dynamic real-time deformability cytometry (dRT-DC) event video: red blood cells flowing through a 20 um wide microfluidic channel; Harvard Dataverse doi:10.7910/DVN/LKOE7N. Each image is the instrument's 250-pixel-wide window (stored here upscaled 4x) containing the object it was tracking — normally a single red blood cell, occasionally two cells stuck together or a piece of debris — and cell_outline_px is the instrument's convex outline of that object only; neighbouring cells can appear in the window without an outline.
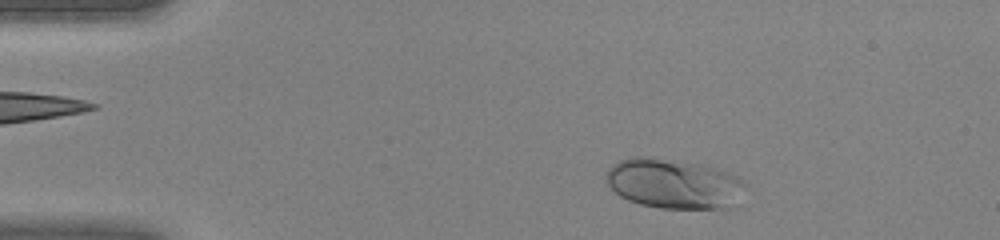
{"species": "human", "species_latin": "Homo sapiens", "temperature_condition": "warm", "stored_images_in_passage": 40, "camera_frame_rate_fps": 3000, "um_per_image_px": 0.085, "donor": {"sex": "female"}, "frame": {"image": 1, "passage_image": 3, "time_ms": 0.667, "image_size_px": [1000, 240], "cell_outline_px": [[748, 184], [736, 208], [660, 208], [640, 204], [628, 200], [620, 196], [604, 180], [604, 172], [612, 164], [620, 160], [632, 156], [644, 156], [700, 164], [716, 168], [736, 176], [744, 180]], "centroid_in_image_um": [57.29, 15.62], "position_along_channel_um": 27.7, "area_um2": 41.04}}
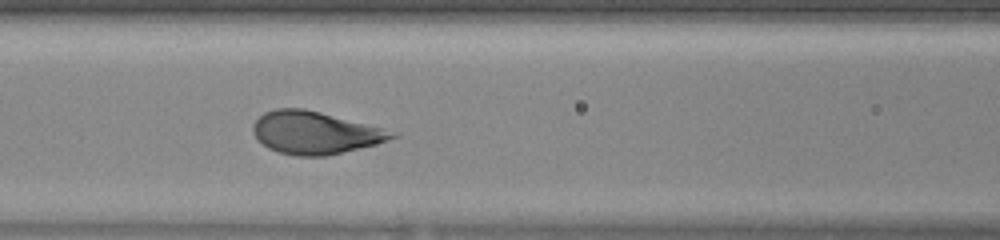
{"frame": {"image": 2, "passage_image": 15, "time_ms": 4.667, "image_size_px": [1000, 240], "cell_outline_px": [[400, 136], [376, 144], [328, 156], [296, 156], [276, 152], [268, 148], [252, 132], [252, 124], [264, 112], [276, 108], [304, 108], [384, 128], [396, 132]], "centroid_in_image_um": [26.78, 11.28], "position_along_channel_um": 139.8, "area_um2": 34.51}}
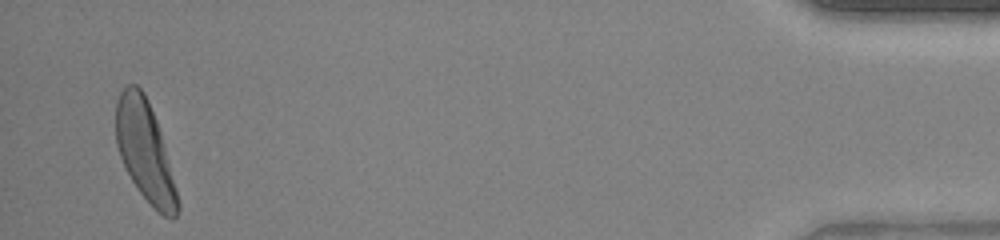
{"frame": {"image": 3, "passage_image": 39, "time_ms": 12.667, "image_size_px": [1000, 240], "cell_outline_px": [[180, 208], [176, 216], [172, 220], [164, 216], [136, 188], [120, 156], [116, 144], [116, 104], [120, 92], [128, 84], [136, 84], [144, 92], [148, 100], [156, 120], [160, 132], [176, 188], [180, 204]], "centroid_in_image_um": [12.32, 12.83], "position_along_channel_um": 422.9, "area_um2": 35.32}}